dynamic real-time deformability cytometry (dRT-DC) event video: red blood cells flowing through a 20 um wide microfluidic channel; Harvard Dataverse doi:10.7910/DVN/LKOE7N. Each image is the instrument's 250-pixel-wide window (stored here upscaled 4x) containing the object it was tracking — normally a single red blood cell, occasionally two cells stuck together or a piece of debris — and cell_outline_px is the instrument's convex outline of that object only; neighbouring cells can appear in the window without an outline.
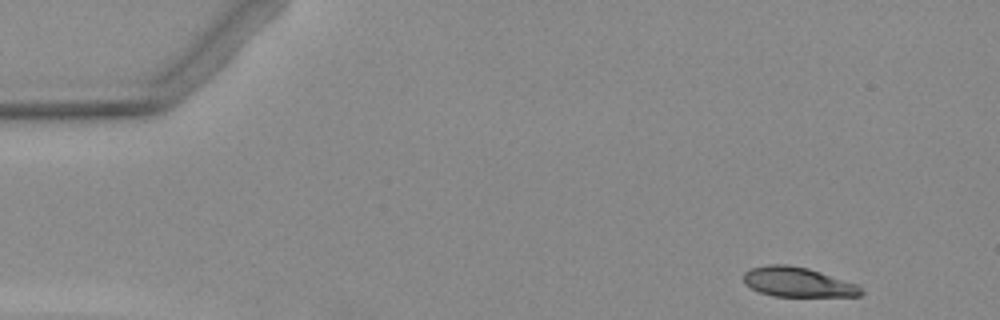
{"species": "Egyptian fruit bat (a non-hibernating species)", "species_latin": "Rousettus aegyptiacus", "temperature_condition": "warm", "stored_images_in_passage": 4, "camera_frame_rate_fps": 3000, "um_per_image_px": 0.085, "animal": {"sex": "female"}, "frame": {"image": 1, "passage_image": 1, "time_ms": 0.0, "image_size_px": [1000, 320], "cell_outline_px": [[864, 292], [860, 296], [772, 296], [760, 292], [744, 284], [744, 272], [752, 268], [768, 264], [788, 264], [808, 268], [856, 284]], "centroid_in_image_um": [67.78, 23.97], "position_along_channel_um": 17.2, "area_um2": 20.17}}
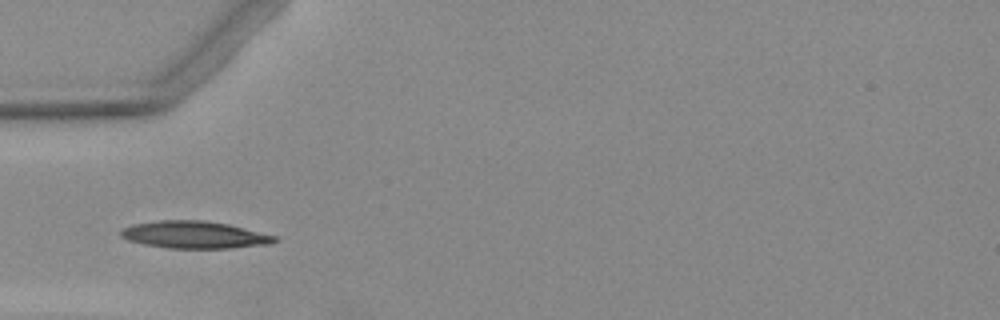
{"frame": {"image": 2, "passage_image": 4, "time_ms": 4.0, "image_size_px": [1000, 320], "cell_outline_px": [[276, 240], [272, 244], [232, 248], [168, 248], [144, 244], [128, 240], [120, 236], [120, 232], [124, 228], [132, 224], [160, 220], [204, 220], [228, 224], [276, 236]], "centroid_in_image_um": [16.52, 19.96], "position_along_channel_um": 68.5, "area_um2": 24.33}}